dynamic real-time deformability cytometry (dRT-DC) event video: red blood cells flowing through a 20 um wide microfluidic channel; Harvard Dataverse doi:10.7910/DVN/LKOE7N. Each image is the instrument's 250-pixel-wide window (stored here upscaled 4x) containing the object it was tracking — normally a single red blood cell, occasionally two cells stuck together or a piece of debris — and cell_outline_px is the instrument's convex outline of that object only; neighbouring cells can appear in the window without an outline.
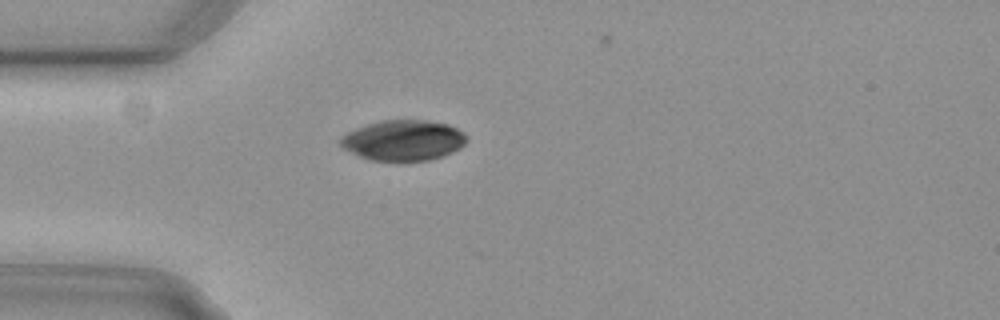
{"species": "common noctule bat (a hibernating species)", "species_latin": "Nyctalus noctula", "temperature_condition": "cold", "stored_images_in_passage": 5, "camera_frame_rate_fps": 3000, "um_per_image_px": 0.085, "animal": {"sex": "female", "body_mass_g": 29.2, "forearm_length_mm": 56.3}, "frame": {"image": 1, "passage_image": 4, "time_ms": 1.0, "image_size_px": [1000, 320], "cell_outline_px": [[468, 140], [460, 148], [444, 156], [428, 160], [372, 160], [360, 156], [344, 148], [340, 144], [340, 136], [356, 128], [380, 120], [424, 120], [448, 124], [464, 132], [468, 136]], "centroid_in_image_um": [34.32, 11.91], "position_along_channel_um": 50.7, "area_um2": 29.65}}